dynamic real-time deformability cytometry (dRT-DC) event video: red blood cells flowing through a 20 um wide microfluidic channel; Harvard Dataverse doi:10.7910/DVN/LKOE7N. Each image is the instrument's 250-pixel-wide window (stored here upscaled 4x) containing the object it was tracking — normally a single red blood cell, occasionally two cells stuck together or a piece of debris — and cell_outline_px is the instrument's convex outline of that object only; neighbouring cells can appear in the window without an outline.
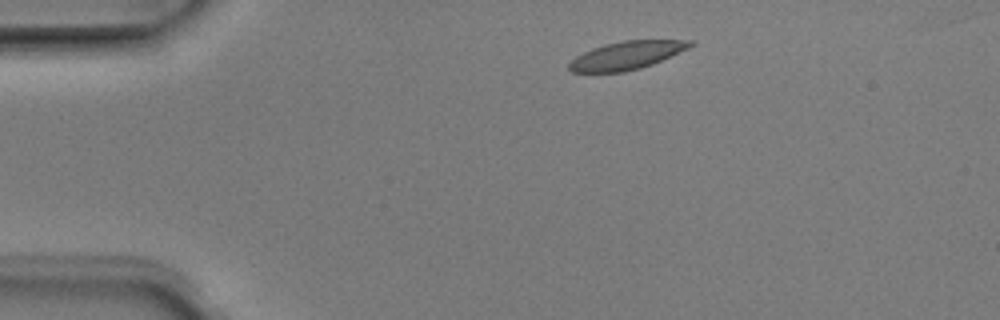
{"species": "Egyptian fruit bat (a non-hibernating species)", "species_latin": "Rousettus aegyptiacus", "temperature_condition": "room temperature", "stored_images_in_passage": 4, "camera_frame_rate_fps": 3000, "um_per_image_px": 0.085, "animal": {"sex": "male"}, "frame": {"image": 1, "passage_image": 1, "time_ms": 0.0, "image_size_px": [1000, 320], "cell_outline_px": [[696, 44], [688, 48], [652, 64], [640, 68], [624, 72], [572, 72], [568, 68], [568, 64], [576, 56], [592, 48], [604, 44], [624, 40], [692, 40]], "centroid_in_image_um": [53.26, 4.7], "position_along_channel_um": 31.7, "area_um2": 19.71}}
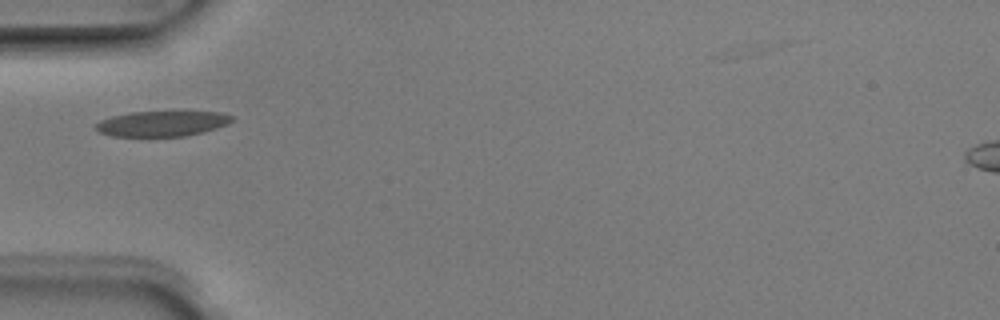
{"frame": {"image": 2, "passage_image": 3, "time_ms": 0.667, "image_size_px": [1000, 320], "cell_outline_px": [[236, 116], [228, 124], [216, 128], [184, 136], [112, 136], [100, 132], [96, 128], [96, 124], [100, 120], [112, 116], [132, 112], [184, 108], [220, 112]], "centroid_in_image_um": [13.88, 10.43], "position_along_channel_um": 71.1, "area_um2": 21.15}}
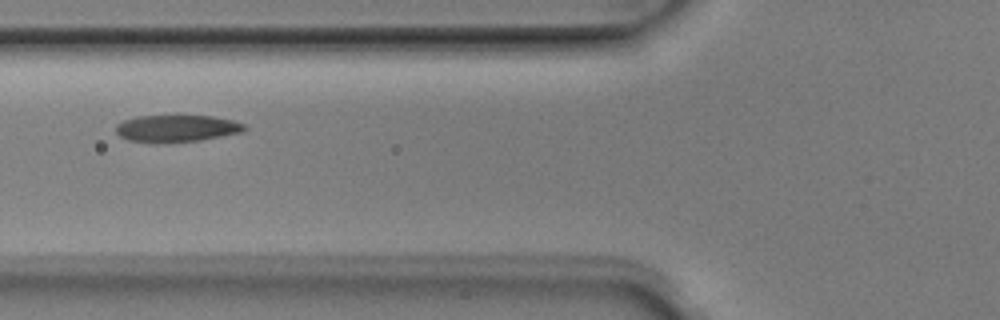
{"frame": {"image": 3, "passage_image": 4, "time_ms": 1.0, "image_size_px": [1000, 320], "cell_outline_px": [[248, 128], [244, 132], [200, 140], [168, 144], [148, 144], [128, 140], [120, 136], [116, 132], [116, 124], [124, 120], [136, 116], [212, 116], [232, 120], [244, 124]], "centroid_in_image_um": [14.99, 10.95], "position_along_channel_um": 110.8, "area_um2": 20.75}}